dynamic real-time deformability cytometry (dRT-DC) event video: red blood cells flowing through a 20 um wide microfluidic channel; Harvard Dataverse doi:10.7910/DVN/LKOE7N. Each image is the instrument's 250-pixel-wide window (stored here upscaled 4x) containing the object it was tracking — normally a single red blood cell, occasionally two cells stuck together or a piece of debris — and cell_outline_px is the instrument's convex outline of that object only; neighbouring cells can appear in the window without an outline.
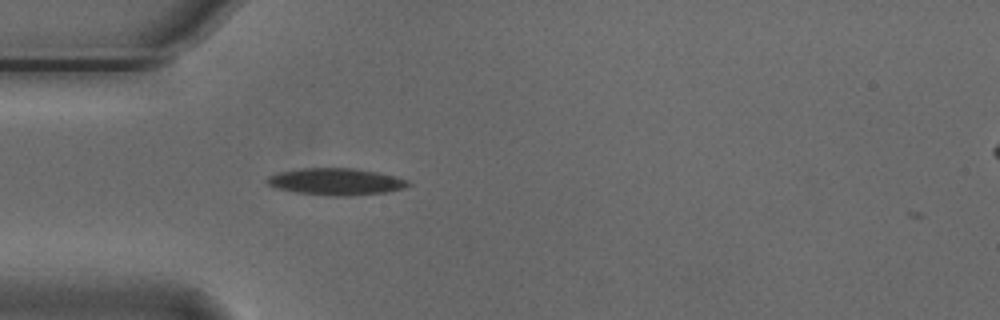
{"species": "Egyptian fruit bat (a non-hibernating species)", "species_latin": "Rousettus aegyptiacus", "temperature_condition": "cold", "stored_images_in_passage": 33, "camera_frame_rate_fps": 3000, "um_per_image_px": 0.085, "animal": {"sex": "male"}, "frame": {"image": 1, "passage_image": 1, "time_ms": 0.0, "image_size_px": [1000, 320], "cell_outline_px": [[412, 184], [404, 188], [384, 192], [352, 196], [332, 196], [296, 192], [276, 188], [268, 184], [264, 180], [268, 176], [276, 172], [300, 168], [352, 168], [376, 172], [408, 180]], "centroid_in_image_um": [28.5, 15.44], "position_along_channel_um": 56.5, "area_um2": 22.08}}
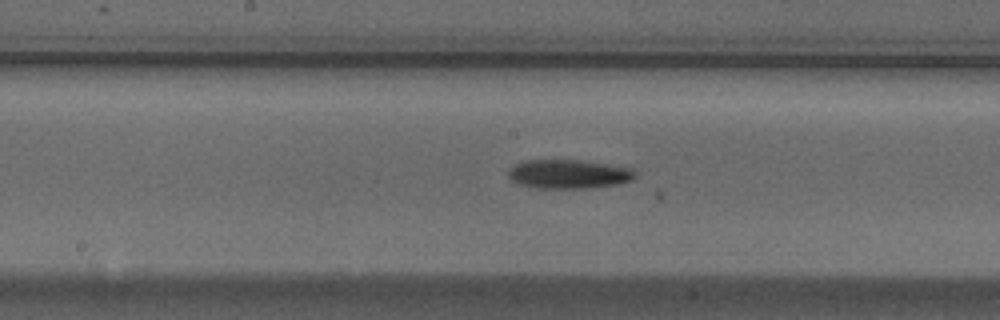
{"frame": {"image": 2, "passage_image": 13, "time_ms": 4.0, "image_size_px": [1000, 320], "cell_outline_px": [[636, 176], [632, 180], [616, 184], [588, 188], [536, 188], [520, 184], [512, 180], [508, 176], [508, 172], [512, 164], [524, 160], [580, 160], [632, 168], [636, 172]], "centroid_in_image_um": [48.31, 14.79], "position_along_channel_um": 199.9, "area_um2": 21.44}}
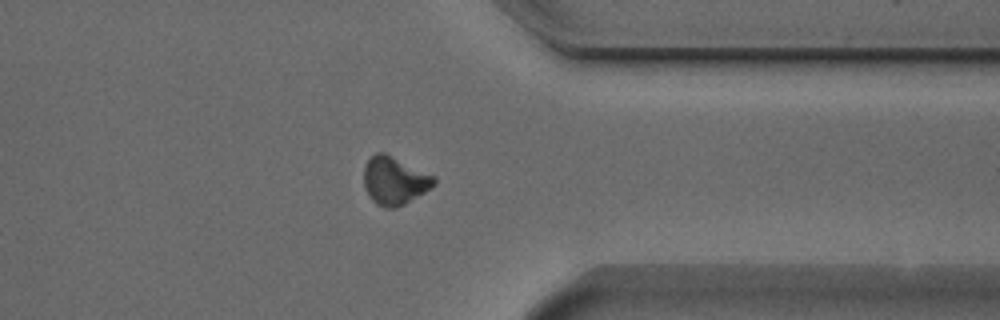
{"frame": {"image": 3, "passage_image": 28, "time_ms": 9.0, "image_size_px": [1000, 320], "cell_outline_px": [[436, 184], [424, 192], [404, 204], [396, 208], [384, 208], [376, 204], [368, 196], [364, 188], [364, 164], [376, 152], [384, 152], [436, 176]], "centroid_in_image_um": [33.52, 15.36], "position_along_channel_um": 377.9, "area_um2": 19.77}, "authors_computed_cell_mechanics": {"area_um2": 20.2878, "velocity_mm_per_s": 3.6972, "shape_relaxation_time_tau1_ms": 4.0549, "shape_relaxation_time_tau2_ms": null, "deformation_change_tau1": 0.1086, "deformation_change_tau2": null}}